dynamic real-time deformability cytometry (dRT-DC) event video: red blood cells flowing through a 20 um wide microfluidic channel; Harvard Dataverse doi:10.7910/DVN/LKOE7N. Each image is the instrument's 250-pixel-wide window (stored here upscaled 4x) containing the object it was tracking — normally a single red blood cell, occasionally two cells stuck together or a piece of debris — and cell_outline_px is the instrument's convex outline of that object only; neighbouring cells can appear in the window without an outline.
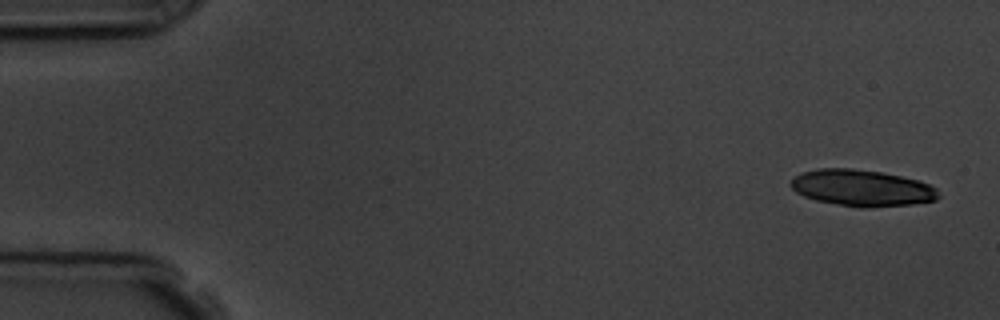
{"species": "common noctule bat (a hibernating species)", "species_latin": "Nyctalus noctula", "temperature_condition": "room temperature", "stored_images_in_passage": 5, "camera_frame_rate_fps": 3000, "um_per_image_px": 0.085, "animal": {"sex": "male", "body_mass_g": 19.5, "forearm_length_mm": 54.6}, "frame": {"image": 1, "passage_image": 1, "time_ms": 0.0, "image_size_px": [1000, 320], "cell_outline_px": [[940, 196], [936, 200], [912, 204], [864, 208], [860, 208], [816, 200], [804, 196], [796, 192], [788, 184], [796, 176], [804, 172], [820, 168], [852, 168], [880, 172], [900, 176], [916, 180], [928, 184], [936, 188]], "centroid_in_image_um": [73.25, 15.98], "position_along_channel_um": 11.7, "area_um2": 31.15}}